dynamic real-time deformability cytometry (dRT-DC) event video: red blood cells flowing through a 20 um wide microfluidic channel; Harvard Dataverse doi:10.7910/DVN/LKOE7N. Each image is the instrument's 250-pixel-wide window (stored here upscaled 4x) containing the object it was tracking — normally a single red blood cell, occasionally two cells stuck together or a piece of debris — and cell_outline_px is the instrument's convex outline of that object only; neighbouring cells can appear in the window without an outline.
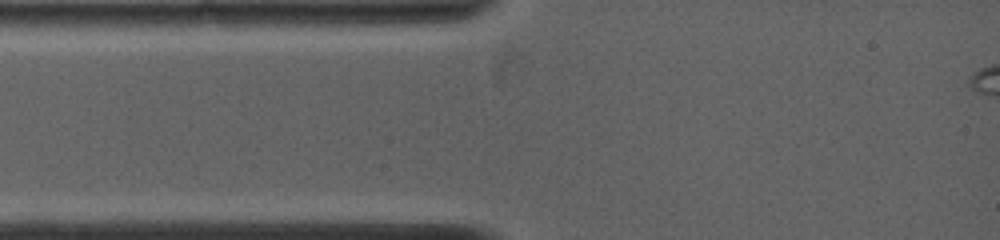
{"species": "common noctule bat (a hibernating species)", "species_latin": "Nyctalus noctula", "temperature_condition": "warm", "stored_images_in_passage": 2, "camera_frame_rate_fps": 5000, "um_per_image_px": 0.085, "animal": {"sex": "female", "body_mass_g": 19.0, "forearm_length_mm": 53.3}, "frame": {"image": 1, "passage_image": 1, "time_ms": 0.0, "image_size_px": [1000, 240], "cell_outline_px": [[472, 16], [468, 20], [452, 28], [312, 24], [348, 12], [404, 12]], "centroid_in_image_um": [33.72, 1.67], "position_along_channel_um": 51.3, "area_um2": 13.18}}